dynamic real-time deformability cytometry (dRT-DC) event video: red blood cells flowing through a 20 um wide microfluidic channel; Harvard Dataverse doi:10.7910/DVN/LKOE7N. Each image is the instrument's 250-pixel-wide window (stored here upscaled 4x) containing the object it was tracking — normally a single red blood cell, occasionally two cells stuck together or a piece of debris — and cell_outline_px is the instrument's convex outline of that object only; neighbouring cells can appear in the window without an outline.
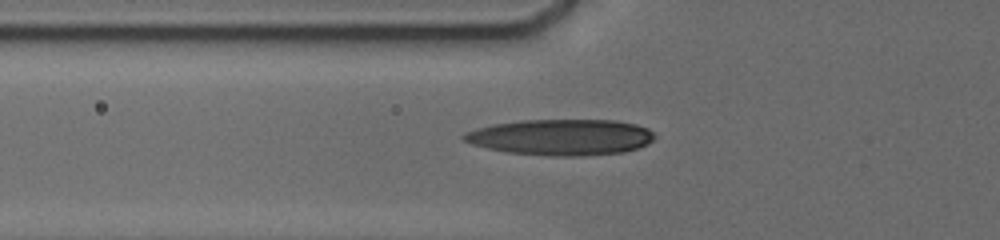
{"species": "human", "species_latin": "Homo sapiens", "temperature_condition": "cold", "stored_images_in_passage": 20, "camera_frame_rate_fps": 3000, "um_per_image_px": 0.085, "donor": {"sex": "male"}, "frame": {"image": 1, "passage_image": 17, "time_ms": 6.667, "image_size_px": [1000, 240], "cell_outline_px": [[656, 136], [652, 140], [636, 148], [620, 152], [572, 156], [552, 156], [508, 152], [488, 148], [472, 144], [464, 140], [460, 136], [464, 132], [476, 128], [492, 124], [520, 120], [616, 120], [636, 124], [648, 128]], "centroid_in_image_um": [47.64, 11.64], "position_along_channel_um": 78.2, "area_um2": 39.82}}
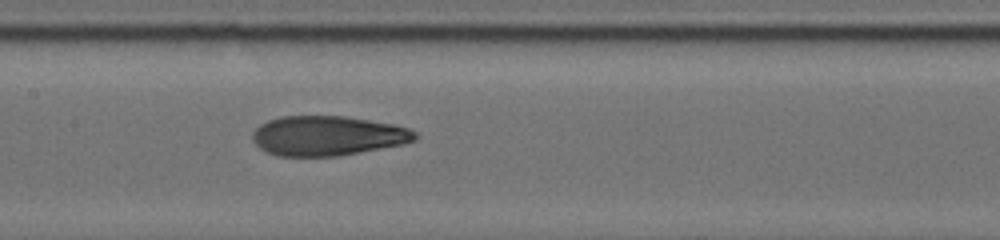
{"frame": {"image": 2, "passage_image": 20, "time_ms": 9.333, "image_size_px": [1000, 240], "cell_outline_px": [[420, 136], [416, 140], [404, 144], [340, 156], [276, 156], [260, 148], [252, 140], [252, 132], [260, 124], [268, 120], [280, 116], [344, 116], [392, 124], [408, 128], [416, 132]], "centroid_in_image_um": [27.85, 11.54], "position_along_channel_um": 179.6, "area_um2": 37.8}}